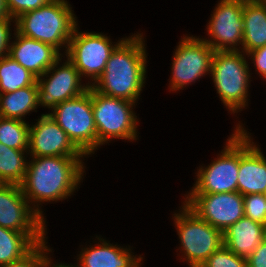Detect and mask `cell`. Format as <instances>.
<instances>
[{"label": "cell", "instance_id": "1", "mask_svg": "<svg viewBox=\"0 0 266 267\" xmlns=\"http://www.w3.org/2000/svg\"><path fill=\"white\" fill-rule=\"evenodd\" d=\"M30 158L24 181L20 186L29 204L46 221L41 204L62 201L69 196L71 198L84 178L86 168L84 158L64 156Z\"/></svg>", "mask_w": 266, "mask_h": 267}, {"label": "cell", "instance_id": "2", "mask_svg": "<svg viewBox=\"0 0 266 267\" xmlns=\"http://www.w3.org/2000/svg\"><path fill=\"white\" fill-rule=\"evenodd\" d=\"M144 42L143 32L124 37L91 87L103 95L136 103L146 82L147 50Z\"/></svg>", "mask_w": 266, "mask_h": 267}, {"label": "cell", "instance_id": "3", "mask_svg": "<svg viewBox=\"0 0 266 267\" xmlns=\"http://www.w3.org/2000/svg\"><path fill=\"white\" fill-rule=\"evenodd\" d=\"M67 0H52L45 6L26 12L15 19L14 29L21 35L47 43L66 53L78 25ZM65 47V49H64ZM61 48V49H60Z\"/></svg>", "mask_w": 266, "mask_h": 267}, {"label": "cell", "instance_id": "4", "mask_svg": "<svg viewBox=\"0 0 266 267\" xmlns=\"http://www.w3.org/2000/svg\"><path fill=\"white\" fill-rule=\"evenodd\" d=\"M247 54L240 50L215 51L211 63V76L219 98L231 113L248 106L251 80Z\"/></svg>", "mask_w": 266, "mask_h": 267}, {"label": "cell", "instance_id": "5", "mask_svg": "<svg viewBox=\"0 0 266 267\" xmlns=\"http://www.w3.org/2000/svg\"><path fill=\"white\" fill-rule=\"evenodd\" d=\"M178 212L172 219L180 239V260L189 267H200L223 245V232L201 219L184 202Z\"/></svg>", "mask_w": 266, "mask_h": 267}, {"label": "cell", "instance_id": "6", "mask_svg": "<svg viewBox=\"0 0 266 267\" xmlns=\"http://www.w3.org/2000/svg\"><path fill=\"white\" fill-rule=\"evenodd\" d=\"M91 103L99 148L112 139L132 142L139 138L137 135L139 120L133 111L137 103L103 95L92 87Z\"/></svg>", "mask_w": 266, "mask_h": 267}, {"label": "cell", "instance_id": "7", "mask_svg": "<svg viewBox=\"0 0 266 267\" xmlns=\"http://www.w3.org/2000/svg\"><path fill=\"white\" fill-rule=\"evenodd\" d=\"M241 124V125H240ZM237 123L232 135L228 137L224 149L208 166H199L195 184L186 194H213L238 191V172L240 166V128Z\"/></svg>", "mask_w": 266, "mask_h": 267}, {"label": "cell", "instance_id": "8", "mask_svg": "<svg viewBox=\"0 0 266 267\" xmlns=\"http://www.w3.org/2000/svg\"><path fill=\"white\" fill-rule=\"evenodd\" d=\"M85 155L98 150L97 130L91 103V86L83 94L65 100L47 113Z\"/></svg>", "mask_w": 266, "mask_h": 267}, {"label": "cell", "instance_id": "9", "mask_svg": "<svg viewBox=\"0 0 266 267\" xmlns=\"http://www.w3.org/2000/svg\"><path fill=\"white\" fill-rule=\"evenodd\" d=\"M109 37L100 32L79 31L77 25L68 43L66 57H63L74 64L81 78L87 77L90 80L87 83L89 86L101 76L111 53L124 39L112 42Z\"/></svg>", "mask_w": 266, "mask_h": 267}, {"label": "cell", "instance_id": "10", "mask_svg": "<svg viewBox=\"0 0 266 267\" xmlns=\"http://www.w3.org/2000/svg\"><path fill=\"white\" fill-rule=\"evenodd\" d=\"M46 221L24 197L21 186L0 183V226L25 234L35 245L47 240Z\"/></svg>", "mask_w": 266, "mask_h": 267}, {"label": "cell", "instance_id": "11", "mask_svg": "<svg viewBox=\"0 0 266 267\" xmlns=\"http://www.w3.org/2000/svg\"><path fill=\"white\" fill-rule=\"evenodd\" d=\"M173 54L170 91H180L211 73L215 50L203 38L183 36Z\"/></svg>", "mask_w": 266, "mask_h": 267}, {"label": "cell", "instance_id": "12", "mask_svg": "<svg viewBox=\"0 0 266 267\" xmlns=\"http://www.w3.org/2000/svg\"><path fill=\"white\" fill-rule=\"evenodd\" d=\"M62 57L37 78L38 106L52 110L59 103L75 98L89 88L87 82L86 85L81 82L83 80L74 64L68 58L62 63Z\"/></svg>", "mask_w": 266, "mask_h": 267}, {"label": "cell", "instance_id": "13", "mask_svg": "<svg viewBox=\"0 0 266 267\" xmlns=\"http://www.w3.org/2000/svg\"><path fill=\"white\" fill-rule=\"evenodd\" d=\"M206 29L210 38L203 40L215 51L241 50L244 30L243 0H220Z\"/></svg>", "mask_w": 266, "mask_h": 267}, {"label": "cell", "instance_id": "14", "mask_svg": "<svg viewBox=\"0 0 266 267\" xmlns=\"http://www.w3.org/2000/svg\"><path fill=\"white\" fill-rule=\"evenodd\" d=\"M183 202L201 219L222 232L244 216L243 195L238 191L185 194Z\"/></svg>", "mask_w": 266, "mask_h": 267}, {"label": "cell", "instance_id": "15", "mask_svg": "<svg viewBox=\"0 0 266 267\" xmlns=\"http://www.w3.org/2000/svg\"><path fill=\"white\" fill-rule=\"evenodd\" d=\"M30 125L28 155L30 157H84L67 133L47 114H42Z\"/></svg>", "mask_w": 266, "mask_h": 267}, {"label": "cell", "instance_id": "16", "mask_svg": "<svg viewBox=\"0 0 266 267\" xmlns=\"http://www.w3.org/2000/svg\"><path fill=\"white\" fill-rule=\"evenodd\" d=\"M250 135L245 128H240L238 192L243 196L263 194L266 190V157Z\"/></svg>", "mask_w": 266, "mask_h": 267}, {"label": "cell", "instance_id": "17", "mask_svg": "<svg viewBox=\"0 0 266 267\" xmlns=\"http://www.w3.org/2000/svg\"><path fill=\"white\" fill-rule=\"evenodd\" d=\"M8 55L36 78L43 75L62 55L52 45L23 36L15 29Z\"/></svg>", "mask_w": 266, "mask_h": 267}, {"label": "cell", "instance_id": "18", "mask_svg": "<svg viewBox=\"0 0 266 267\" xmlns=\"http://www.w3.org/2000/svg\"><path fill=\"white\" fill-rule=\"evenodd\" d=\"M96 238L100 243L95 241L96 244L81 248L77 267H132L142 257L134 255L130 246L124 248L100 236L96 235Z\"/></svg>", "mask_w": 266, "mask_h": 267}, {"label": "cell", "instance_id": "19", "mask_svg": "<svg viewBox=\"0 0 266 267\" xmlns=\"http://www.w3.org/2000/svg\"><path fill=\"white\" fill-rule=\"evenodd\" d=\"M265 239L266 226L246 216L223 231V244L244 259H247Z\"/></svg>", "mask_w": 266, "mask_h": 267}, {"label": "cell", "instance_id": "20", "mask_svg": "<svg viewBox=\"0 0 266 267\" xmlns=\"http://www.w3.org/2000/svg\"><path fill=\"white\" fill-rule=\"evenodd\" d=\"M243 21L241 51L247 54L266 45V2L264 0H243Z\"/></svg>", "mask_w": 266, "mask_h": 267}, {"label": "cell", "instance_id": "21", "mask_svg": "<svg viewBox=\"0 0 266 267\" xmlns=\"http://www.w3.org/2000/svg\"><path fill=\"white\" fill-rule=\"evenodd\" d=\"M38 98L37 81L17 91L0 94V117L24 121L27 114L37 112Z\"/></svg>", "mask_w": 266, "mask_h": 267}, {"label": "cell", "instance_id": "22", "mask_svg": "<svg viewBox=\"0 0 266 267\" xmlns=\"http://www.w3.org/2000/svg\"><path fill=\"white\" fill-rule=\"evenodd\" d=\"M27 154L28 150L9 148L0 142V183L20 185L24 181L29 161Z\"/></svg>", "mask_w": 266, "mask_h": 267}, {"label": "cell", "instance_id": "23", "mask_svg": "<svg viewBox=\"0 0 266 267\" xmlns=\"http://www.w3.org/2000/svg\"><path fill=\"white\" fill-rule=\"evenodd\" d=\"M37 78L9 55L0 58V94L33 85Z\"/></svg>", "mask_w": 266, "mask_h": 267}, {"label": "cell", "instance_id": "24", "mask_svg": "<svg viewBox=\"0 0 266 267\" xmlns=\"http://www.w3.org/2000/svg\"><path fill=\"white\" fill-rule=\"evenodd\" d=\"M34 246L25 234L0 226V265L21 259Z\"/></svg>", "mask_w": 266, "mask_h": 267}, {"label": "cell", "instance_id": "25", "mask_svg": "<svg viewBox=\"0 0 266 267\" xmlns=\"http://www.w3.org/2000/svg\"><path fill=\"white\" fill-rule=\"evenodd\" d=\"M30 124L26 120L0 117V142L9 148L28 150Z\"/></svg>", "mask_w": 266, "mask_h": 267}, {"label": "cell", "instance_id": "26", "mask_svg": "<svg viewBox=\"0 0 266 267\" xmlns=\"http://www.w3.org/2000/svg\"><path fill=\"white\" fill-rule=\"evenodd\" d=\"M200 267H248V263L223 244Z\"/></svg>", "mask_w": 266, "mask_h": 267}, {"label": "cell", "instance_id": "27", "mask_svg": "<svg viewBox=\"0 0 266 267\" xmlns=\"http://www.w3.org/2000/svg\"><path fill=\"white\" fill-rule=\"evenodd\" d=\"M46 240L36 244L26 255L21 259L13 261L9 264L0 265V267H43L46 259L49 257L50 249Z\"/></svg>", "mask_w": 266, "mask_h": 267}, {"label": "cell", "instance_id": "28", "mask_svg": "<svg viewBox=\"0 0 266 267\" xmlns=\"http://www.w3.org/2000/svg\"><path fill=\"white\" fill-rule=\"evenodd\" d=\"M244 216L266 226V198L264 194L243 196Z\"/></svg>", "mask_w": 266, "mask_h": 267}, {"label": "cell", "instance_id": "29", "mask_svg": "<svg viewBox=\"0 0 266 267\" xmlns=\"http://www.w3.org/2000/svg\"><path fill=\"white\" fill-rule=\"evenodd\" d=\"M52 0H7L9 13L15 20L22 14L45 6Z\"/></svg>", "mask_w": 266, "mask_h": 267}, {"label": "cell", "instance_id": "30", "mask_svg": "<svg viewBox=\"0 0 266 267\" xmlns=\"http://www.w3.org/2000/svg\"><path fill=\"white\" fill-rule=\"evenodd\" d=\"M247 58L253 61L255 71H257L260 78L266 81V45L248 52Z\"/></svg>", "mask_w": 266, "mask_h": 267}, {"label": "cell", "instance_id": "31", "mask_svg": "<svg viewBox=\"0 0 266 267\" xmlns=\"http://www.w3.org/2000/svg\"><path fill=\"white\" fill-rule=\"evenodd\" d=\"M11 23H15L14 19L0 20V58L7 56L9 53L10 42L12 41ZM11 40V41H10Z\"/></svg>", "mask_w": 266, "mask_h": 267}, {"label": "cell", "instance_id": "32", "mask_svg": "<svg viewBox=\"0 0 266 267\" xmlns=\"http://www.w3.org/2000/svg\"><path fill=\"white\" fill-rule=\"evenodd\" d=\"M248 267H266V239L247 258Z\"/></svg>", "mask_w": 266, "mask_h": 267}, {"label": "cell", "instance_id": "33", "mask_svg": "<svg viewBox=\"0 0 266 267\" xmlns=\"http://www.w3.org/2000/svg\"><path fill=\"white\" fill-rule=\"evenodd\" d=\"M13 19L9 13L7 0H0V20Z\"/></svg>", "mask_w": 266, "mask_h": 267}, {"label": "cell", "instance_id": "34", "mask_svg": "<svg viewBox=\"0 0 266 267\" xmlns=\"http://www.w3.org/2000/svg\"><path fill=\"white\" fill-rule=\"evenodd\" d=\"M43 267H77V266L75 264L74 265H72V264L67 265V263L64 264V263H59V262L54 264V262H52V260H51V257L49 256L46 259Z\"/></svg>", "mask_w": 266, "mask_h": 267}, {"label": "cell", "instance_id": "35", "mask_svg": "<svg viewBox=\"0 0 266 267\" xmlns=\"http://www.w3.org/2000/svg\"><path fill=\"white\" fill-rule=\"evenodd\" d=\"M141 261H143V257H141L132 267H141Z\"/></svg>", "mask_w": 266, "mask_h": 267}]
</instances>
